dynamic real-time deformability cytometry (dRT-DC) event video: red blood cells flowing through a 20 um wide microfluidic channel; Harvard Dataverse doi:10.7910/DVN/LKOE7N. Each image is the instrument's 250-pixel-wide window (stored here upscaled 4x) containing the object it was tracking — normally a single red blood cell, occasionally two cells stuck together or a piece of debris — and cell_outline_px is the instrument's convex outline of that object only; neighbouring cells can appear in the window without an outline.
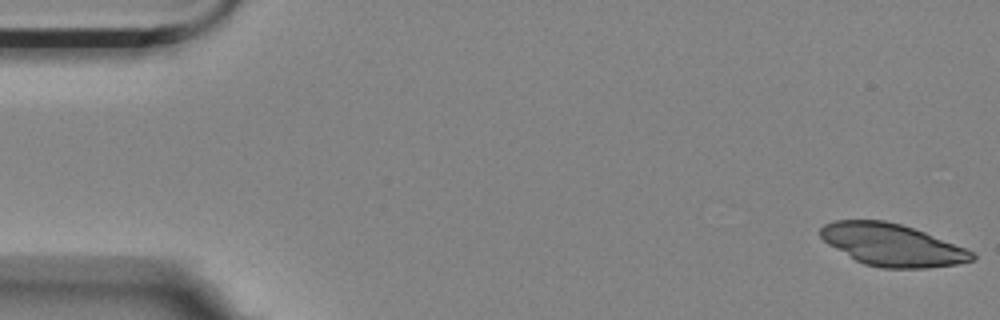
{"species": "Egyptian fruit bat (a non-hibernating species)", "species_latin": "Rousettus aegyptiacus", "temperature_condition": "room temperature", "stored_images_in_passage": 6, "camera_frame_rate_fps": 3000, "um_per_image_px": 0.085, "animal": {"sex": "female"}, "frame": {"image": 1, "passage_image": 1, "time_ms": 0.0, "image_size_px": [1000, 320], "cell_outline_px": [[976, 260], [956, 264], [928, 268], [880, 268], [864, 264], [856, 260], [828, 244], [820, 236], [820, 228], [824, 224], [836, 220], [884, 220], [900, 224], [924, 232], [964, 248], [972, 252], [976, 256]], "centroid_in_image_um": [75.81, 20.82], "position_along_channel_um": 9.2, "area_um2": 36.93}}